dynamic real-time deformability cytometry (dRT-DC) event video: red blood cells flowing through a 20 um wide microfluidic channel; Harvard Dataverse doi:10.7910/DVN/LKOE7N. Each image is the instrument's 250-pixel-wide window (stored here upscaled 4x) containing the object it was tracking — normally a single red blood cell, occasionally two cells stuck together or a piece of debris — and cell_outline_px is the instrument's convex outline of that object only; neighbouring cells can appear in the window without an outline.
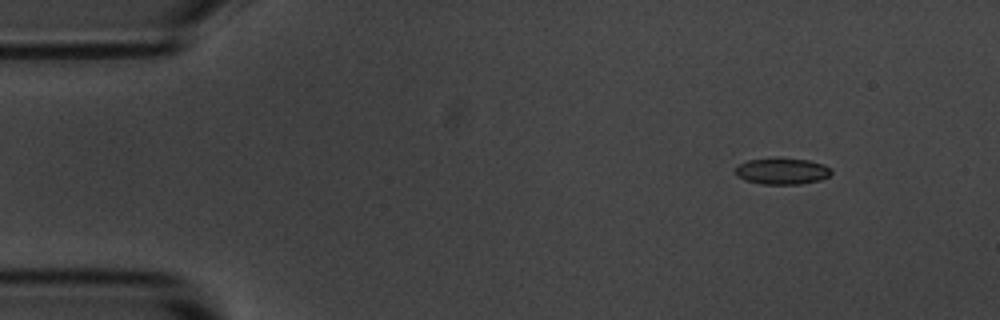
{"species": "common noctule bat (a hibernating species)", "species_latin": "Nyctalus noctula", "temperature_condition": "room temperature", "stored_images_in_passage": 50, "camera_frame_rate_fps": 3000, "um_per_image_px": 0.085, "animal": {"sex": "male", "body_mass_g": 20.1, "forearm_length_mm": 53.5}, "frame": {"image": 1, "passage_image": 1, "time_ms": 0.0, "image_size_px": [1000, 320], "cell_outline_px": [[832, 172], [828, 176], [820, 180], [800, 184], [760, 184], [744, 180], [736, 176], [736, 168], [740, 164], [748, 160], [772, 156], [776, 156], [808, 160], [824, 164], [832, 168]], "centroid_in_image_um": [66.47, 14.52], "position_along_channel_um": 18.5, "area_um2": 15.2}}
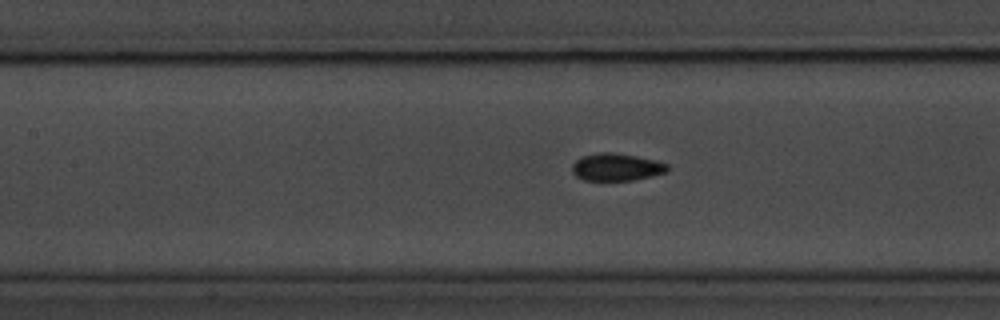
{"frame": {"image": 2, "passage_image": 19, "time_ms": 6.0, "image_size_px": [1000, 320], "cell_outline_px": [[668, 172], [652, 176], [632, 180], [584, 180], [576, 176], [572, 172], [572, 164], [580, 156], [600, 152], [612, 152], [636, 156], [656, 160], [668, 164]], "centroid_in_image_um": [52.39, 14.19], "position_along_channel_um": 155.0, "area_um2": 15.32}}
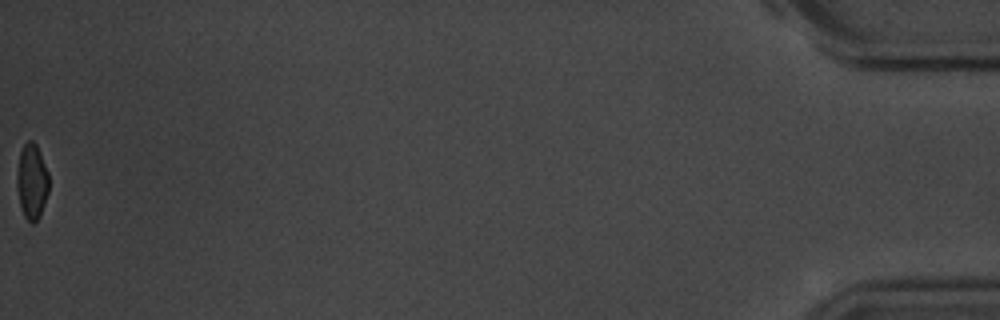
{"frame": {"image": 3, "passage_image": 50, "time_ms": 16.333, "image_size_px": [1000, 320], "cell_outline_px": [[48, 192], [40, 216], [32, 224], [24, 216], [20, 204], [16, 188], [16, 176], [20, 152], [24, 144], [28, 140], [32, 140], [36, 144], [48, 172]], "centroid_in_image_um": [2.69, 15.42], "position_along_channel_um": 432.5, "area_um2": 13.99}, "authors_computed_cell_mechanics": {"area_um2": 15.0569, "velocity_mm_per_s": 3.6631, "shape_relaxation_time_tau1_ms": 2.7412, "shape_relaxation_time_tau2_ms": 1.9656, "deformation_change_tau1": 0.0983, "deformation_change_tau2": 0.0479}}